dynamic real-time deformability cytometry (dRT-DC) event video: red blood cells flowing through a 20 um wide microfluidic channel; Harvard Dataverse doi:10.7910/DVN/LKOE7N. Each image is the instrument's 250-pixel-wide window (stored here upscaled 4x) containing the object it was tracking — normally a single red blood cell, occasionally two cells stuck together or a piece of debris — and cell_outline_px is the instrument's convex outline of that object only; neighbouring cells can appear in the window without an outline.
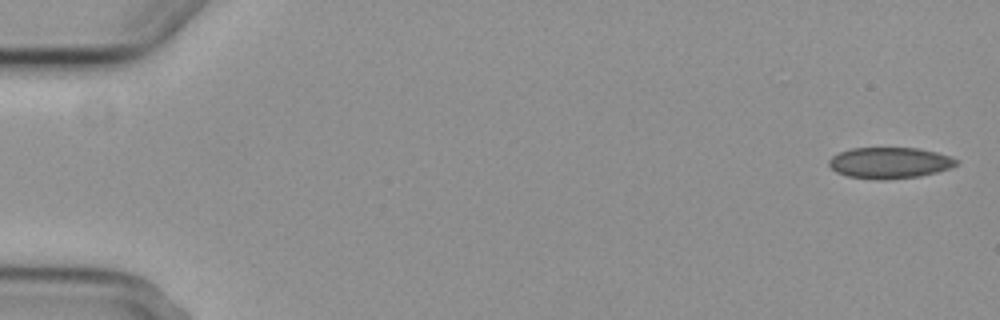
{"species": "common noctule bat (a hibernating species)", "species_latin": "Nyctalus noctula", "temperature_condition": "cold", "stored_images_in_passage": 5, "camera_frame_rate_fps": 3000, "um_per_image_px": 0.085, "animal": {"sex": "female", "body_mass_g": 29.2, "forearm_length_mm": 56.3}, "frame": {"image": 1, "passage_image": 1, "time_ms": 0.0, "image_size_px": [1000, 320], "cell_outline_px": [[960, 164], [952, 168], [920, 176], [884, 180], [880, 180], [848, 176], [836, 172], [828, 164], [828, 160], [832, 156], [840, 152], [852, 148], [920, 148], [952, 156], [960, 160]], "centroid_in_image_um": [75.68, 13.84], "position_along_channel_um": 9.3, "area_um2": 23.35}}
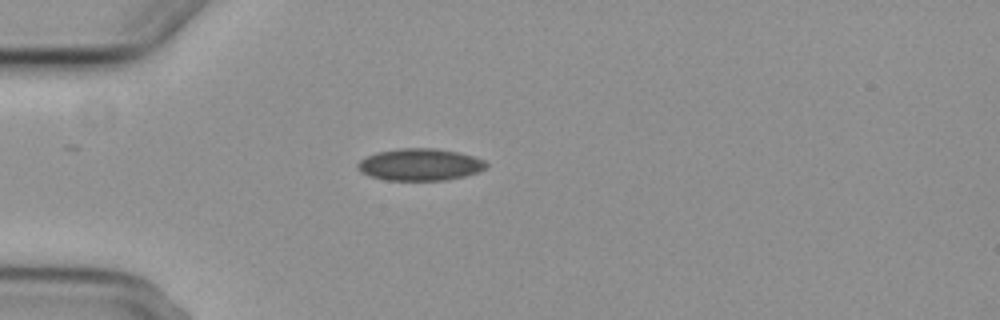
{"frame": {"image": 2, "passage_image": 5, "time_ms": 4.667, "image_size_px": [1000, 320], "cell_outline_px": [[488, 168], [480, 172], [464, 176], [444, 180], [388, 180], [368, 176], [360, 172], [356, 168], [356, 164], [360, 160], [376, 152], [400, 148], [432, 148], [456, 152], [472, 156], [484, 160], [488, 164]], "centroid_in_image_um": [35.69, 13.99], "position_along_channel_um": 49.3, "area_um2": 24.04}}